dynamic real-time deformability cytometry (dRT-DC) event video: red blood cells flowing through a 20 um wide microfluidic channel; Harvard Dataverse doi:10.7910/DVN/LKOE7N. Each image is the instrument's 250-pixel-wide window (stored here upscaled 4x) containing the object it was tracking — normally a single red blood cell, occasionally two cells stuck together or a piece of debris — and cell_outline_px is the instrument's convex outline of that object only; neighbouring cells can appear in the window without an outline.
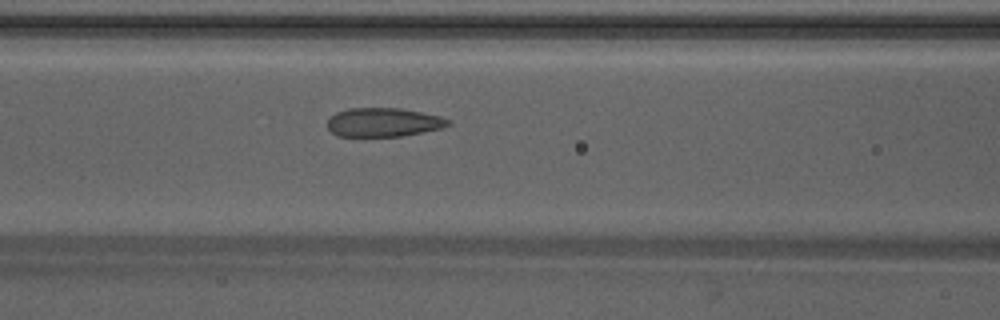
{"species": "Egyptian fruit bat (a non-hibernating species)", "species_latin": "Rousettus aegyptiacus", "temperature_condition": "warm", "stored_images_in_passage": 34, "camera_frame_rate_fps": 3000, "um_per_image_px": 0.085, "animal": {"sex": "male"}, "frame": {"image": 1, "passage_image": 12, "time_ms": 3.667, "image_size_px": [1000, 320], "cell_outline_px": [[452, 124], [440, 128], [404, 136], [336, 136], [328, 128], [328, 120], [336, 112], [348, 108], [400, 108], [440, 116], [448, 120]], "centroid_in_image_um": [32.57, 10.39], "position_along_channel_um": 134.0, "area_um2": 20.17}}
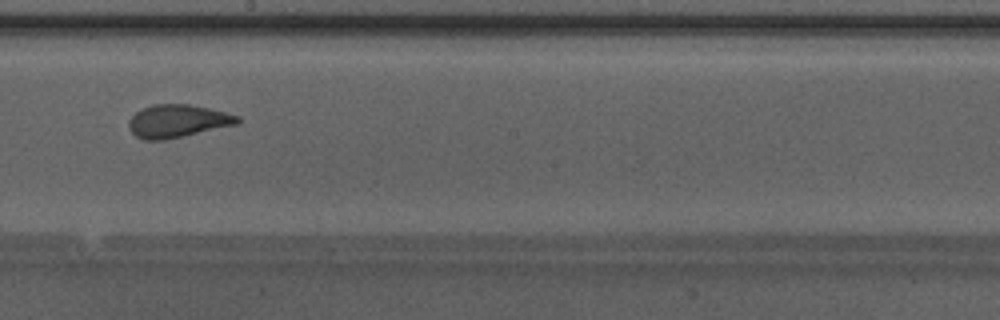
{"frame": {"image": 2, "passage_image": 19, "time_ms": 6.0, "image_size_px": [1000, 320], "cell_outline_px": [[240, 120], [236, 124], [184, 136], [164, 140], [144, 140], [136, 136], [128, 128], [128, 120], [136, 112], [152, 104], [188, 104], [208, 108], [240, 116]], "centroid_in_image_um": [15.06, 10.29], "position_along_channel_um": 233.1, "area_um2": 20.69}}
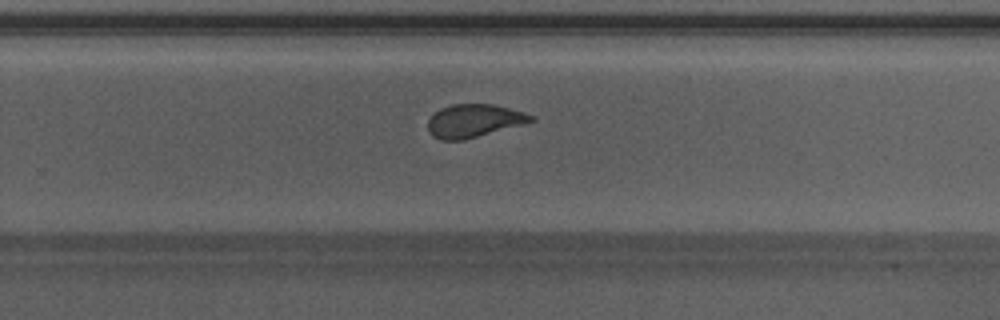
{"frame": {"image": 3, "passage_image": 23, "time_ms": 7.333, "image_size_px": [1000, 320], "cell_outline_px": [[536, 120], [464, 140], [440, 140], [432, 136], [428, 132], [428, 120], [440, 108], [452, 104], [492, 104], [524, 112], [536, 116]], "centroid_in_image_um": [40.27, 10.26], "position_along_channel_um": 289.5, "area_um2": 19.77}, "authors_computed_cell_mechanics": {"area_um2": 20.9814, "velocity_mm_per_s": 4.2501, "shape_relaxation_time_tau1_ms": null, "shape_relaxation_time_tau2_ms": 1.0501, "deformation_change_tau1": null, "deformation_change_tau2": 0.0881}}